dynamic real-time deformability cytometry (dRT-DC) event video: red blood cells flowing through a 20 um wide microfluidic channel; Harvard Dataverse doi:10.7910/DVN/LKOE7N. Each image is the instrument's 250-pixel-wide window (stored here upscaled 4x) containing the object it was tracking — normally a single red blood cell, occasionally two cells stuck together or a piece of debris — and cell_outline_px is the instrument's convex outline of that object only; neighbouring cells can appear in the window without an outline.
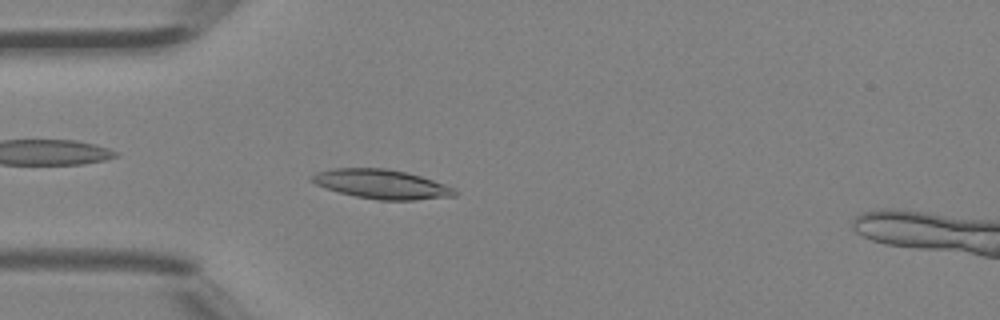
{"species": "Egyptian fruit bat (a non-hibernating species)", "species_latin": "Rousettus aegyptiacus", "temperature_condition": "room temperature", "stored_images_in_passage": 44, "camera_frame_rate_fps": 3000, "um_per_image_px": 0.085, "animal": {"sex": "female"}, "frame": {"image": 1, "passage_image": 12, "time_ms": 3.667, "image_size_px": [1000, 320], "cell_outline_px": [[460, 192], [456, 196], [416, 200], [380, 200], [356, 196], [340, 192], [316, 184], [308, 176], [316, 172], [332, 168], [384, 168], [404, 172], [420, 176], [456, 188]], "centroid_in_image_um": [32.47, 15.65], "position_along_channel_um": 52.5, "area_um2": 24.28}}
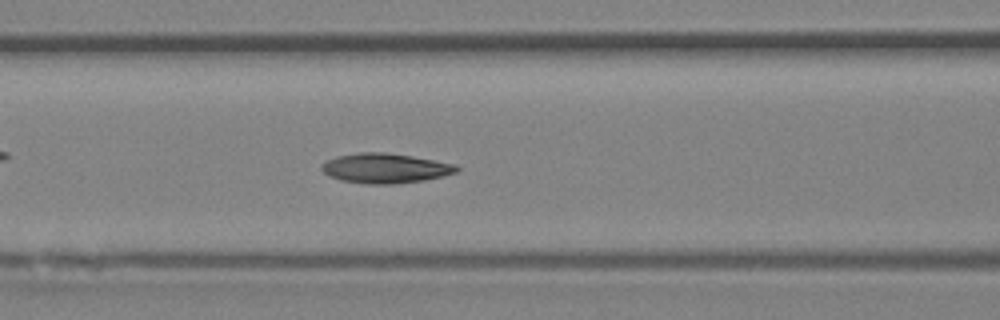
{"frame": {"image": 2, "passage_image": 18, "time_ms": 5.667, "image_size_px": [1000, 320], "cell_outline_px": [[460, 168], [456, 172], [444, 176], [424, 180], [396, 184], [368, 184], [340, 180], [328, 176], [320, 168], [320, 164], [336, 156], [360, 152], [384, 152], [412, 156], [456, 164]], "centroid_in_image_um": [32.73, 14.3], "position_along_channel_um": 133.9, "area_um2": 23.58}}
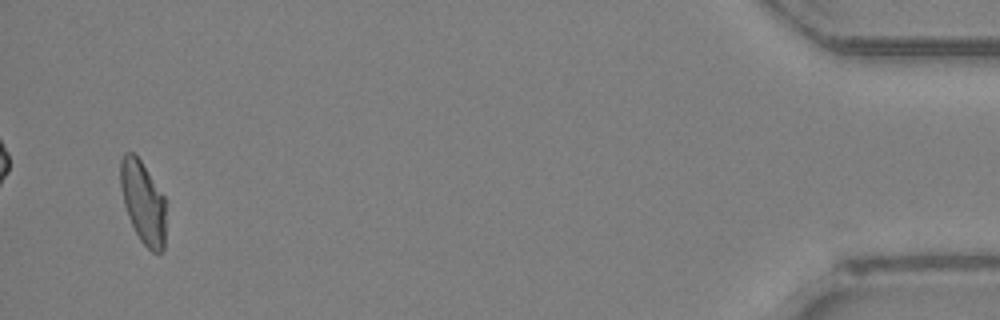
{"frame": {"image": 3, "passage_image": 43, "time_ms": 14.0, "image_size_px": [1000, 320], "cell_outline_px": [[164, 248], [160, 252], [152, 252], [140, 240], [128, 216], [124, 204], [120, 184], [120, 160], [124, 152], [132, 152], [140, 160], [164, 196]], "centroid_in_image_um": [12.13, 17.17], "position_along_channel_um": 423.1, "area_um2": 21.39}, "authors_computed_cell_mechanics": {"area_um2": 22.9177, "velocity_mm_per_s": 4.4856, "shape_relaxation_time_tau1_ms": 3.6566, "shape_relaxation_time_tau2_ms": 5.2295, "deformation_change_tau1": 0.142, "deformation_change_tau2": 0.0968}}